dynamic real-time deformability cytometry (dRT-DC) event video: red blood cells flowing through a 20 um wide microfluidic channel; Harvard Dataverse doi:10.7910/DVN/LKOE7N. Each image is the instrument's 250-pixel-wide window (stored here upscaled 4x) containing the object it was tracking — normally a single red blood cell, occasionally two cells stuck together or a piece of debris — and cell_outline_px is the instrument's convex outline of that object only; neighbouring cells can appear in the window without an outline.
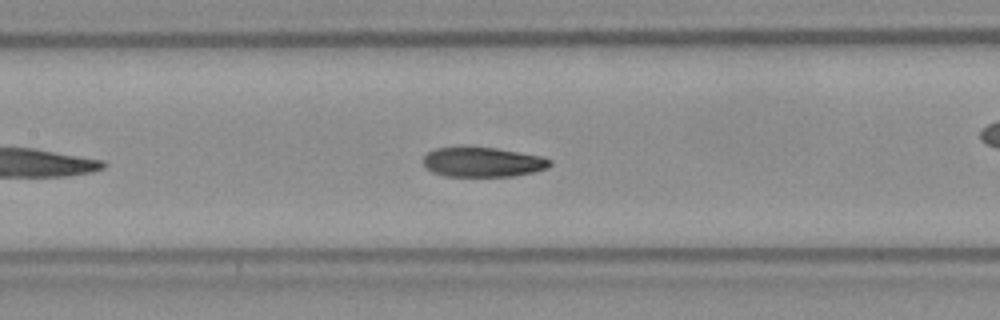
{"species": "Egyptian fruit bat (a non-hibernating species)", "species_latin": "Rousettus aegyptiacus", "temperature_condition": "room temperature", "stored_images_in_passage": 41, "camera_frame_rate_fps": 3000, "um_per_image_px": 0.085, "frame": {"image": 1, "passage_image": 12, "time_ms": 3.667, "image_size_px": [1000, 320], "cell_outline_px": [[552, 164], [548, 168], [532, 172], [512, 176], [444, 176], [432, 172], [424, 164], [424, 156], [428, 152], [436, 148], [496, 148], [540, 156], [552, 160]], "centroid_in_image_um": [41.05, 13.79], "position_along_channel_um": 166.3, "area_um2": 21.56}}
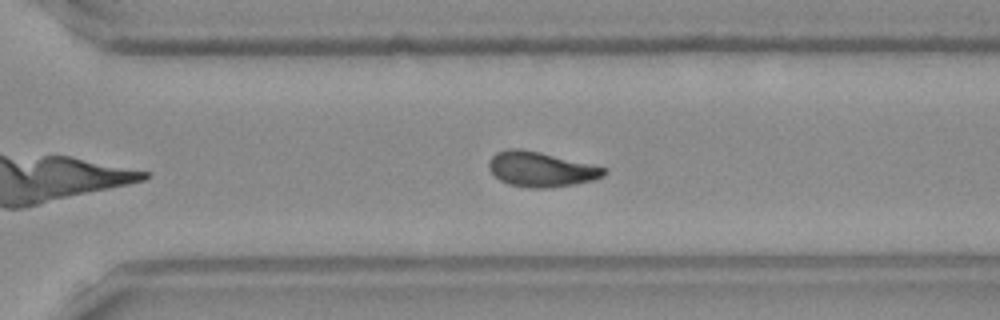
{"frame": {"image": 2, "passage_image": 24, "time_ms": 7.667, "image_size_px": [1000, 320], "cell_outline_px": [[608, 172], [604, 176], [592, 180], [572, 184], [548, 188], [532, 188], [508, 184], [500, 180], [492, 172], [488, 164], [492, 156], [496, 152], [508, 148], [524, 148], [608, 168]], "centroid_in_image_um": [45.99, 14.37], "position_along_channel_um": 324.6, "area_um2": 23.47}}
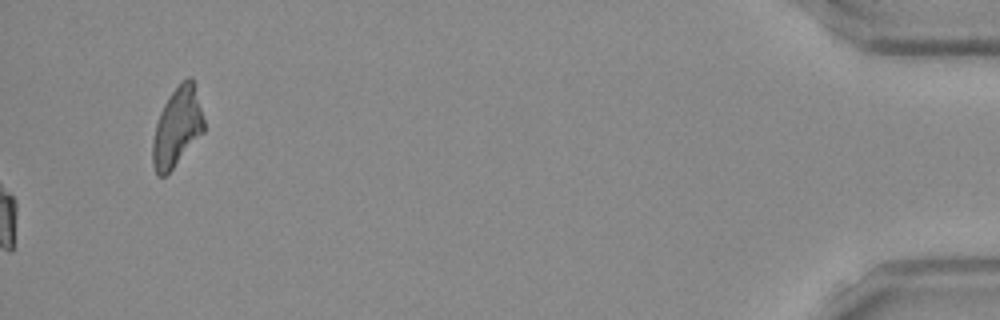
{"frame": {"image": 3, "passage_image": 41, "time_ms": 13.333, "image_size_px": [1000, 320], "cell_outline_px": [[204, 132], [172, 168], [164, 176], [156, 176], [152, 164], [152, 140], [156, 124], [160, 112], [168, 96], [180, 80], [188, 76], [192, 76], [204, 120]], "centroid_in_image_um": [15.04, 10.77], "position_along_channel_um": 420.2, "area_um2": 23.64}, "authors_computed_cell_mechanics": {"area_um2": 23.0044, "velocity_mm_per_s": 3.9631, "shape_relaxation_time_tau1_ms": 7.341, "shape_relaxation_time_tau2_ms": 3.898, "deformation_change_tau1": 0.192, "deformation_change_tau2": 0.0977}}